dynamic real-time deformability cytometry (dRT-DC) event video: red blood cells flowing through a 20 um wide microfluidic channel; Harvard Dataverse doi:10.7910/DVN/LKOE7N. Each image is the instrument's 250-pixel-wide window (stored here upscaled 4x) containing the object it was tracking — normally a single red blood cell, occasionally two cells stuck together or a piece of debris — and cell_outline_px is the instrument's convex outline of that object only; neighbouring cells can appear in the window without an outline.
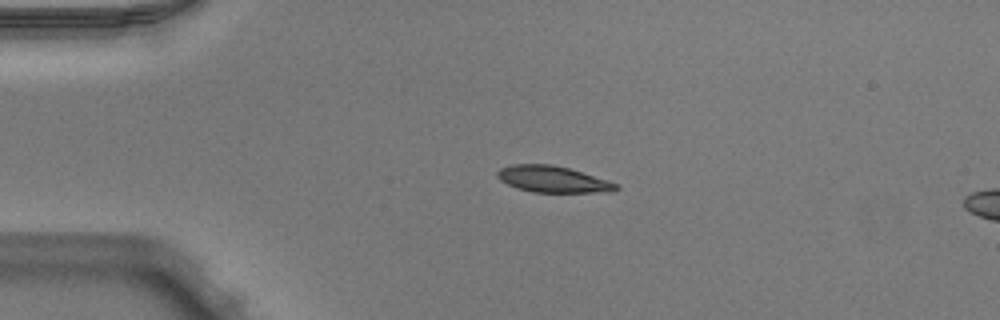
{"species": "Egyptian fruit bat (a non-hibernating species)", "species_latin": "Rousettus aegyptiacus", "temperature_condition": "warm", "stored_images_in_passage": 40, "camera_frame_rate_fps": 3000, "um_per_image_px": 0.085, "animal": {"sex": "male"}, "frame": {"image": 1, "passage_image": 1, "time_ms": 0.0, "image_size_px": [1000, 320], "cell_outline_px": [[620, 188], [608, 192], [532, 192], [516, 188], [500, 180], [496, 176], [496, 172], [500, 168], [512, 164], [552, 164], [568, 168], [616, 184]], "centroid_in_image_um": [46.9, 15.23], "position_along_channel_um": 38.1, "area_um2": 17.98}}
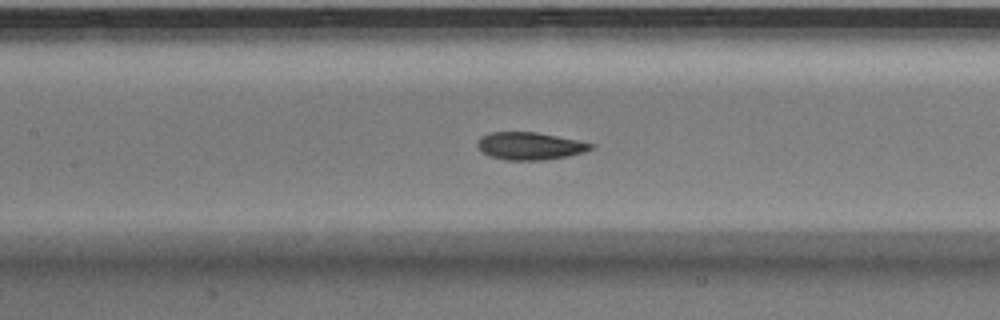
{"frame": {"image": 2, "passage_image": 13, "time_ms": 4.0, "image_size_px": [1000, 320], "cell_outline_px": [[596, 144], [592, 148], [584, 152], [568, 156], [544, 160], [504, 160], [492, 156], [484, 152], [476, 144], [480, 136], [488, 132], [536, 132], [580, 140]], "centroid_in_image_um": [45.07, 12.4], "position_along_channel_um": 162.3, "area_um2": 18.26}}
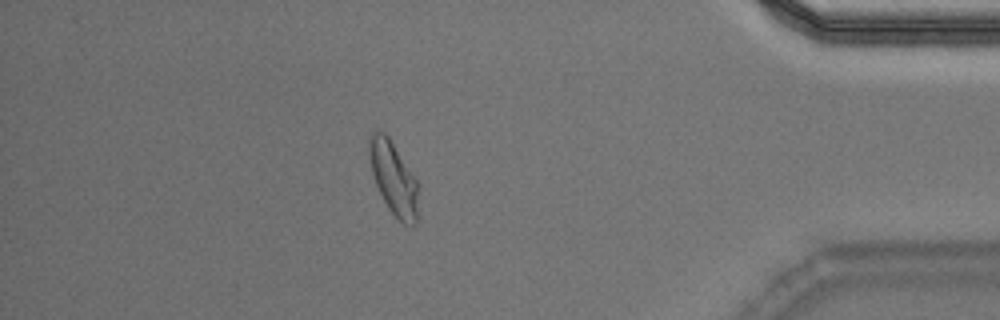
{"frame": {"image": 3, "passage_image": 34, "time_ms": 11.0, "image_size_px": [1000, 320], "cell_outline_px": [[416, 224], [404, 224], [388, 208], [376, 184], [372, 172], [368, 148], [368, 140], [372, 132], [384, 132], [388, 136], [416, 180]], "centroid_in_image_um": [33.4, 15.11], "position_along_channel_um": 401.8, "area_um2": 19.94}, "authors_computed_cell_mechanics": {"area_um2": 18.8717, "velocity_mm_per_s": 3.9669, "shape_relaxation_time_tau1_ms": 5.7429, "shape_relaxation_time_tau2_ms": 1.0571, "deformation_change_tau1": 0.1624, "deformation_change_tau2": 0.0552}}